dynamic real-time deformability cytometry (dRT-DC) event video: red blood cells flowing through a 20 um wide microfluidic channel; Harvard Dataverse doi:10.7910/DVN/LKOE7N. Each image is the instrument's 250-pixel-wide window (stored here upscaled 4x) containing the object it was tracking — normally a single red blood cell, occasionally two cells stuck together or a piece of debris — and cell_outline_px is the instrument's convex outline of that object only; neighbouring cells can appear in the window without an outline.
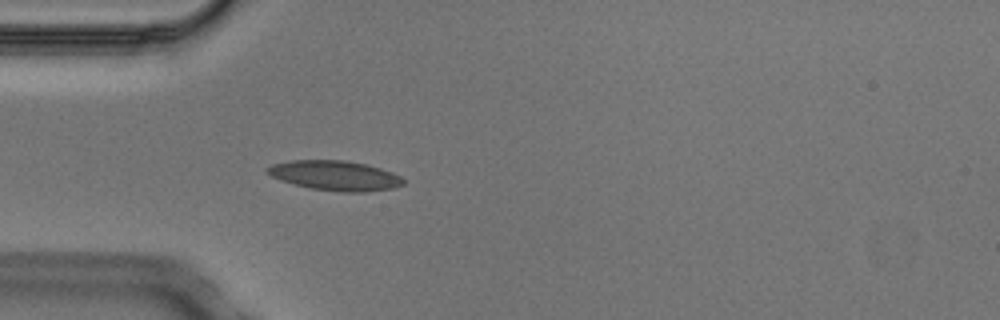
{"species": "Egyptian fruit bat (a non-hibernating species)", "species_latin": "Rousettus aegyptiacus", "temperature_condition": "cold", "stored_images_in_passage": 4, "camera_frame_rate_fps": 3000, "um_per_image_px": 0.085, "animal": {"sex": "male"}, "frame": {"image": 1, "passage_image": 4, "time_ms": 1.0, "image_size_px": [1000, 320], "cell_outline_px": [[404, 184], [392, 188], [364, 192], [344, 192], [308, 188], [280, 180], [264, 172], [264, 168], [272, 164], [292, 160], [344, 160], [364, 164], [380, 168], [392, 172], [400, 176], [404, 180]], "centroid_in_image_um": [28.44, 14.92], "position_along_channel_um": 56.6, "area_um2": 23.64}}